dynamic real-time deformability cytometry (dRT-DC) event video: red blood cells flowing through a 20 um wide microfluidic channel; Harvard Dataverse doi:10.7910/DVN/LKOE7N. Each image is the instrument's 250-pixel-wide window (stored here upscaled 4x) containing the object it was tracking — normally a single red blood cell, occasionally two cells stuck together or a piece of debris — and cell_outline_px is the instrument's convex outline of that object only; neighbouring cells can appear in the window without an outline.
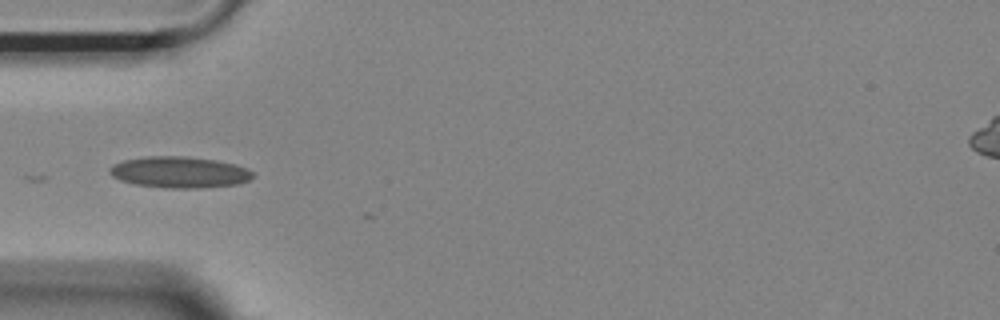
{"species": "Egyptian fruit bat (a non-hibernating species)", "species_latin": "Rousettus aegyptiacus", "temperature_condition": "room temperature", "stored_images_in_passage": 5, "camera_frame_rate_fps": 3000, "um_per_image_px": 0.085, "animal": {"sex": "female"}, "frame": {"image": 1, "passage_image": 2, "time_ms": 0.333, "image_size_px": [1000, 320], "cell_outline_px": [[256, 176], [248, 180], [236, 184], [200, 188], [168, 188], [136, 184], [120, 180], [112, 176], [108, 172], [116, 164], [124, 160], [144, 156], [184, 156], [216, 160], [236, 164], [248, 168]], "centroid_in_image_um": [15.29, 14.63], "position_along_channel_um": 69.7, "area_um2": 26.01}}